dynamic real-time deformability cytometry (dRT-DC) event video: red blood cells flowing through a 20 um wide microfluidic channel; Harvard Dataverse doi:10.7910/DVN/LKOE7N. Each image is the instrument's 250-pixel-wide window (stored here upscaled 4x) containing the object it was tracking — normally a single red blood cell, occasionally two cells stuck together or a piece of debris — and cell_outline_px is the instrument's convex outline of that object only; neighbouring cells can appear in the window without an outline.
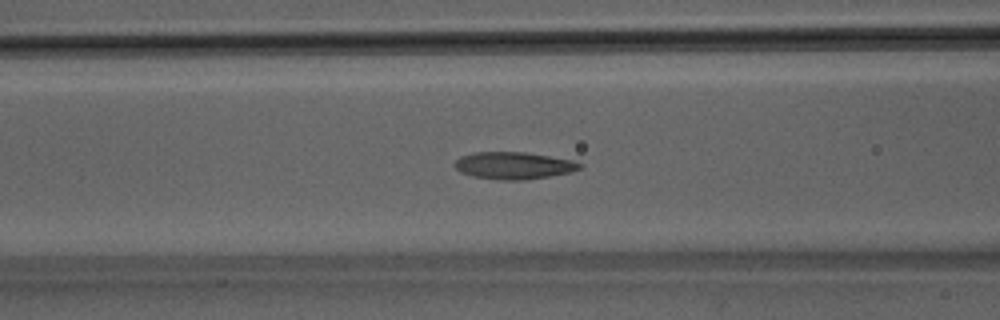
{"species": "Egyptian fruit bat (a non-hibernating species)", "species_latin": "Rousettus aegyptiacus", "temperature_condition": "room temperature", "stored_images_in_passage": 46, "camera_frame_rate_fps": 3000, "um_per_image_px": 0.085, "animal": {"sex": "male"}, "frame": {"image": 1, "passage_image": 16, "time_ms": 5.0, "image_size_px": [1000, 320], "cell_outline_px": [[584, 164], [580, 168], [572, 172], [524, 180], [500, 180], [472, 176], [460, 172], [452, 164], [460, 156], [472, 152], [524, 152], [572, 160]], "centroid_in_image_um": [43.63, 14.07], "position_along_channel_um": 123.0, "area_um2": 19.83}}
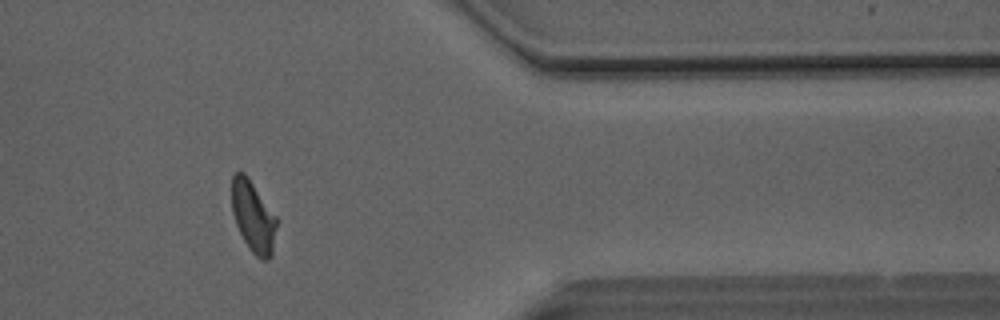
{"frame": {"image": 2, "passage_image": 37, "time_ms": 12.0, "image_size_px": [1000, 320], "cell_outline_px": [[276, 228], [272, 256], [268, 260], [260, 260], [248, 248], [236, 224], [232, 212], [232, 176], [236, 172], [244, 172], [248, 176], [276, 216]], "centroid_in_image_um": [21.52, 18.42], "position_along_channel_um": 389.9, "area_um2": 18.61}}
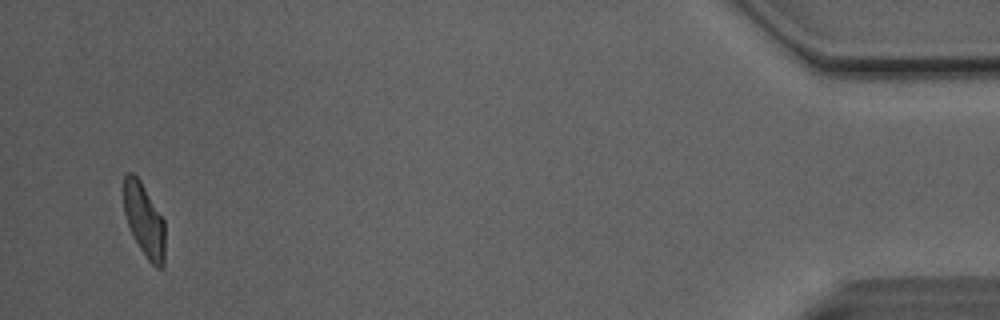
{"frame": {"image": 3, "passage_image": 44, "time_ms": 14.333, "image_size_px": [1000, 320], "cell_outline_px": [[164, 268], [156, 268], [148, 260], [140, 248], [128, 224], [124, 212], [124, 176], [128, 172], [132, 172], [140, 180], [164, 220]], "centroid_in_image_um": [12.26, 18.72], "position_along_channel_um": 422.9, "area_um2": 17.34}, "authors_computed_cell_mechanics": {"area_um2": 18.9584, "velocity_mm_per_s": 4.1006, "shape_relaxation_time_tau1_ms": 6.2138, "shape_relaxation_time_tau2_ms": 1.5207, "deformation_change_tau1": 0.1879, "deformation_change_tau2": 0.0842}}